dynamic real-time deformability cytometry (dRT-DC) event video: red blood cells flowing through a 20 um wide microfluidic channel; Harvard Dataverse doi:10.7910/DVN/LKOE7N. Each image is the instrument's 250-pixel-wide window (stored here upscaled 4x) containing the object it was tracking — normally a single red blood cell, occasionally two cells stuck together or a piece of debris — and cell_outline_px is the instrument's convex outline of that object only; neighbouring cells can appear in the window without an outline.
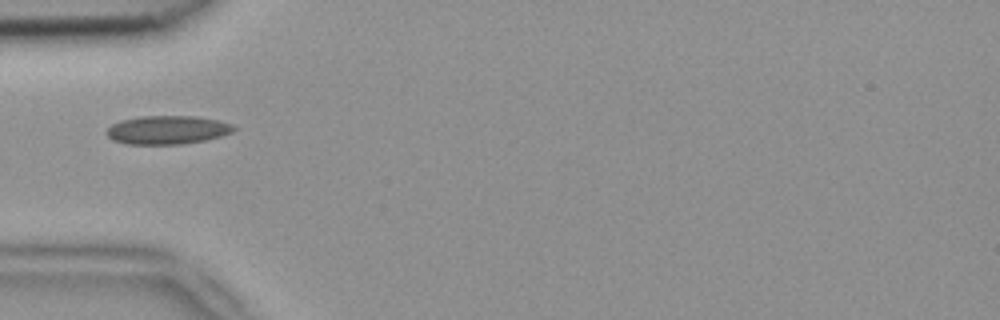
{"species": "common noctule bat (a hibernating species)", "species_latin": "Nyctalus noctula", "temperature_condition": "room temperature", "stored_images_in_passage": 1, "camera_frame_rate_fps": 3000, "um_per_image_px": 0.085, "animal": {"sex": "female", "body_mass_g": 18.4}, "frame": {"image": 1, "passage_image": 1, "time_ms": 0.0, "image_size_px": [1000, 320], "cell_outline_px": [[236, 128], [232, 132], [220, 136], [204, 140], [184, 144], [128, 144], [112, 140], [108, 136], [108, 128], [112, 124], [120, 120], [140, 116], [196, 116], [216, 120], [232, 124]], "centroid_in_image_um": [14.22, 11.04], "position_along_channel_um": 70.8, "area_um2": 21.04}}